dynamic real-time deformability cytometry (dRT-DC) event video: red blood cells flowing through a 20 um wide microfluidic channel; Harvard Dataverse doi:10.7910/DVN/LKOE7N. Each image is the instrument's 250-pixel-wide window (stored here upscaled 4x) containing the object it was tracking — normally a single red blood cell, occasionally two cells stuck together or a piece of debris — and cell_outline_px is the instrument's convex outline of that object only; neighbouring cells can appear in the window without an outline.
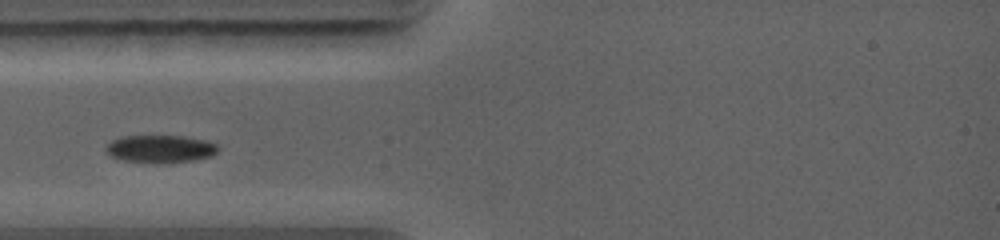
{"species": "common noctule bat (a hibernating species)", "species_latin": "Nyctalus noctula", "temperature_condition": "warm", "stored_images_in_passage": 7, "camera_frame_rate_fps": 5000, "um_per_image_px": 0.085, "animal": {"sex": "female", "body_mass_g": 19.0, "forearm_length_mm": 56.7}, "frame": {"image": 1, "passage_image": 1, "time_ms": 0.0, "image_size_px": [1000, 240], "cell_outline_px": [[220, 148], [212, 156], [192, 160], [152, 164], [124, 160], [112, 156], [104, 148], [112, 140], [120, 136], [184, 136], [208, 140], [216, 144]], "centroid_in_image_um": [13.65, 12.65], "position_along_channel_um": 71.4, "area_um2": 18.15}}
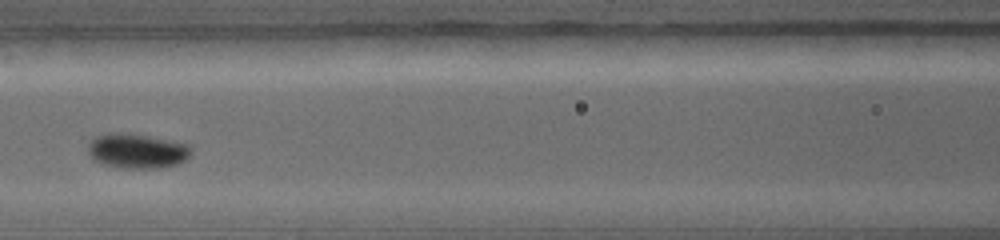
{"frame": {"image": 2, "passage_image": 3, "time_ms": 1.8, "image_size_px": [1000, 240], "cell_outline_px": [[192, 152], [180, 164], [164, 168], [124, 168], [100, 164], [88, 152], [88, 140], [96, 136], [108, 132], [124, 132], [148, 136], [188, 144], [192, 148]], "centroid_in_image_um": [11.64, 12.83], "position_along_channel_um": 155.0, "area_um2": 21.15}}
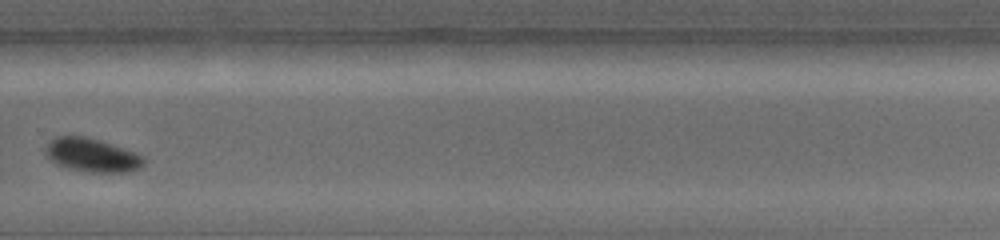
{"frame": {"image": 3, "passage_image": 7, "time_ms": 5.4, "image_size_px": [1000, 240], "cell_outline_px": [[144, 164], [140, 168], [128, 172], [88, 172], [68, 168], [56, 164], [44, 152], [44, 148], [56, 136], [88, 136], [112, 144], [144, 156]], "centroid_in_image_um": [7.82, 13.18], "position_along_channel_um": 322.0, "area_um2": 19.19}}